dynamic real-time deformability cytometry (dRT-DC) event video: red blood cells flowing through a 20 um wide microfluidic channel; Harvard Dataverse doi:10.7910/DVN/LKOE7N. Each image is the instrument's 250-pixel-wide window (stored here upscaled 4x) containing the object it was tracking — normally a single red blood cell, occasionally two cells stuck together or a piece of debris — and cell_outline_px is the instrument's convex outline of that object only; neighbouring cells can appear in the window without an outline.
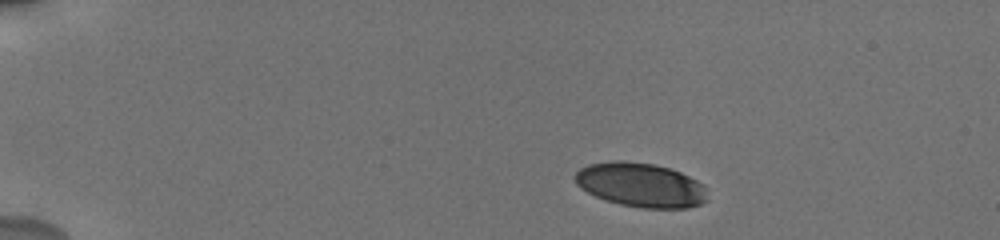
{"species": "human", "species_latin": "Homo sapiens", "temperature_condition": "cold", "stored_images_in_passage": 48, "camera_frame_rate_fps": 3000, "um_per_image_px": 0.085, "donor": {"sex": "male"}, "frame": {"image": 1, "passage_image": 1, "time_ms": 0.0, "image_size_px": [1000, 240], "cell_outline_px": [[708, 200], [700, 204], [688, 208], [644, 208], [620, 204], [596, 196], [580, 188], [576, 184], [576, 172], [580, 168], [588, 164], [612, 160], [624, 160], [656, 164], [680, 172], [704, 184]], "centroid_in_image_um": [54.47, 15.71], "position_along_channel_um": 30.5, "area_um2": 34.16}}
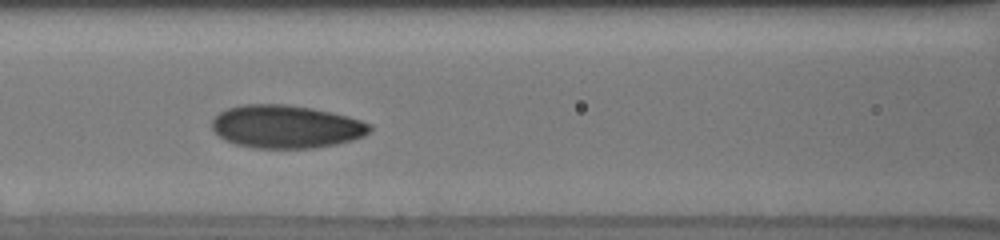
{"frame": {"image": 2, "passage_image": 17, "time_ms": 5.333, "image_size_px": [1000, 240], "cell_outline_px": [[372, 132], [364, 136], [352, 140], [336, 144], [316, 148], [252, 148], [236, 144], [224, 140], [212, 128], [212, 120], [220, 112], [228, 108], [240, 104], [288, 104], [312, 108], [332, 112], [348, 116], [372, 124]], "centroid_in_image_um": [24.34, 10.76], "position_along_channel_um": 142.3, "area_um2": 39.88}}
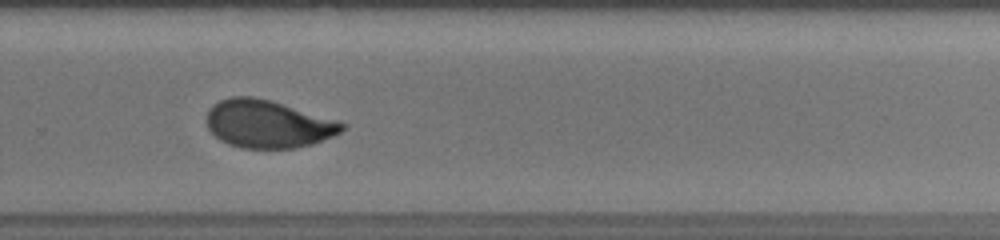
{"frame": {"image": 3, "passage_image": 32, "time_ms": 9.667, "image_size_px": [1000, 240], "cell_outline_px": [[344, 128], [340, 132], [332, 136], [312, 144], [296, 148], [240, 148], [228, 144], [220, 140], [208, 128], [208, 108], [212, 104], [220, 100], [232, 96], [252, 96], [272, 100], [336, 120], [344, 124]], "centroid_in_image_um": [22.74, 10.53], "position_along_channel_um": 307.1, "area_um2": 37.57}, "authors_computed_cell_mechanics": {"area_um2": 37.6278, "velocity_mm_per_s": 3.8142, "shape_relaxation_time_tau1_ms": 5.5503, "shape_relaxation_time_tau2_ms": 0.9708, "deformation_change_tau1": 0.1691, "deformation_change_tau2": 0.0535}}